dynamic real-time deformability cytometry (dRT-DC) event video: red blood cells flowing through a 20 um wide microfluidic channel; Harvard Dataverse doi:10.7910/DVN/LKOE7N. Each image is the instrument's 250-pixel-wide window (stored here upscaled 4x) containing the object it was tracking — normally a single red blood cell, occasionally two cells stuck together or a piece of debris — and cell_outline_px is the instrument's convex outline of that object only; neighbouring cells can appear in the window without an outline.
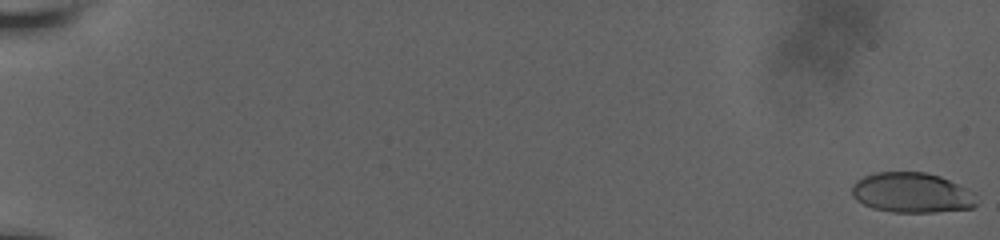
{"species": "human", "species_latin": "Homo sapiens", "temperature_condition": "room temperature", "stored_images_in_passage": 47, "camera_frame_rate_fps": 3000, "um_per_image_px": 0.085, "donor": {"sex": "male"}, "frame": {"image": 1, "passage_image": 1, "time_ms": 0.0, "image_size_px": [1000, 240], "cell_outline_px": [[976, 204], [972, 208], [936, 212], [892, 212], [872, 208], [856, 200], [852, 196], [852, 184], [856, 180], [872, 172], [924, 172], [940, 176], [976, 192]], "centroid_in_image_um": [77.5, 16.38], "position_along_channel_um": 7.5, "area_um2": 29.42}}
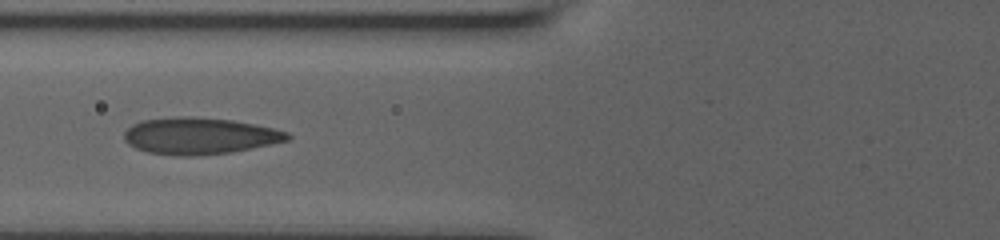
{"frame": {"image": 2, "passage_image": 21, "time_ms": 8.667, "image_size_px": [1000, 240], "cell_outline_px": [[292, 136], [288, 140], [228, 152], [192, 156], [180, 156], [148, 152], [136, 148], [128, 144], [124, 140], [124, 132], [132, 124], [140, 120], [180, 116], [192, 116], [232, 120], [256, 124], [288, 132]], "centroid_in_image_um": [16.91, 11.53], "position_along_channel_um": 108.9, "area_um2": 34.68}}
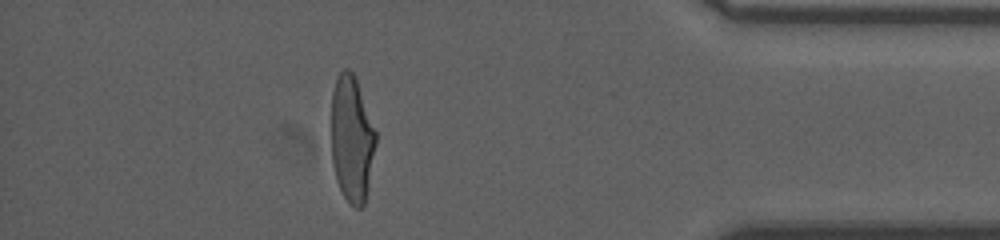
{"frame": {"image": 3, "passage_image": 41, "time_ms": 17.333, "image_size_px": [1000, 240], "cell_outline_px": [[376, 144], [364, 204], [360, 208], [356, 208], [348, 204], [336, 180], [332, 164], [332, 92], [336, 76], [344, 68], [348, 68], [356, 76], [376, 132]], "centroid_in_image_um": [29.89, 11.78], "position_along_channel_um": 405.3, "area_um2": 32.83}, "authors_computed_cell_mechanics": {"area_um2": 33.3506, "velocity_mm_per_s": 3.8045, "shape_relaxation_time_tau1_ms": 7.0588, "shape_relaxation_time_tau2_ms": 0.7589, "deformation_change_tau1": 0.2459, "deformation_change_tau2": 0.0765}}